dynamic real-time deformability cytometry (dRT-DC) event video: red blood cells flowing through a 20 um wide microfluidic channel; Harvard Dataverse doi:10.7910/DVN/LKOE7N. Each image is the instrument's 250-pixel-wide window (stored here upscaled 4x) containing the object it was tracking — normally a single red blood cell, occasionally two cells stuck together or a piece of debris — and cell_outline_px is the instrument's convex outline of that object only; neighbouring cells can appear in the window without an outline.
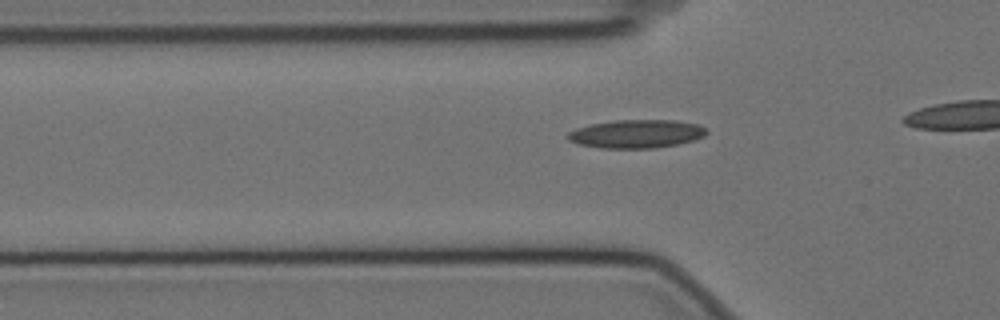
{"species": "Egyptian fruit bat (a non-hibernating species)", "species_latin": "Rousettus aegyptiacus", "temperature_condition": "cold", "stored_images_in_passage": 41, "camera_frame_rate_fps": 3000, "um_per_image_px": 0.085, "animal": {"sex": "female"}, "frame": {"image": 1, "passage_image": 14, "time_ms": 4.333, "image_size_px": [1000, 320], "cell_outline_px": [[708, 132], [704, 136], [696, 140], [656, 148], [600, 148], [580, 144], [568, 140], [568, 132], [576, 128], [588, 124], [616, 120], [676, 120], [700, 124]], "centroid_in_image_um": [54.11, 11.37], "position_along_channel_um": 71.7, "area_um2": 23.06}}
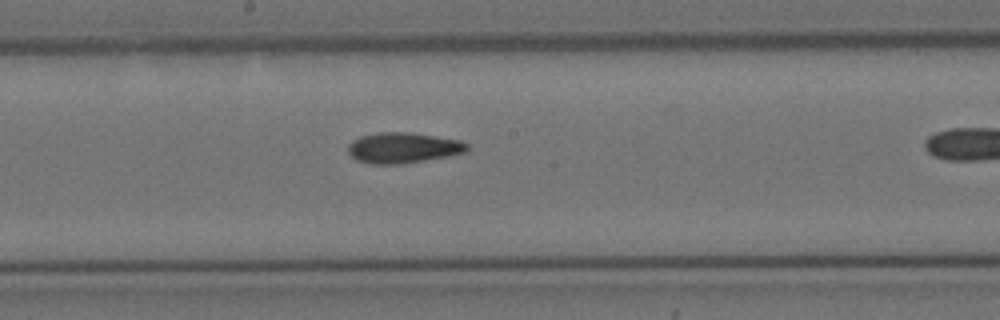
{"frame": {"image": 2, "passage_image": 26, "time_ms": 8.333, "image_size_px": [1000, 320], "cell_outline_px": [[468, 148], [464, 152], [448, 156], [400, 164], [372, 164], [356, 160], [348, 152], [348, 144], [352, 140], [360, 136], [376, 132], [408, 132], [460, 140], [468, 144]], "centroid_in_image_um": [34.22, 12.56], "position_along_channel_um": 214.0, "area_um2": 21.15}}
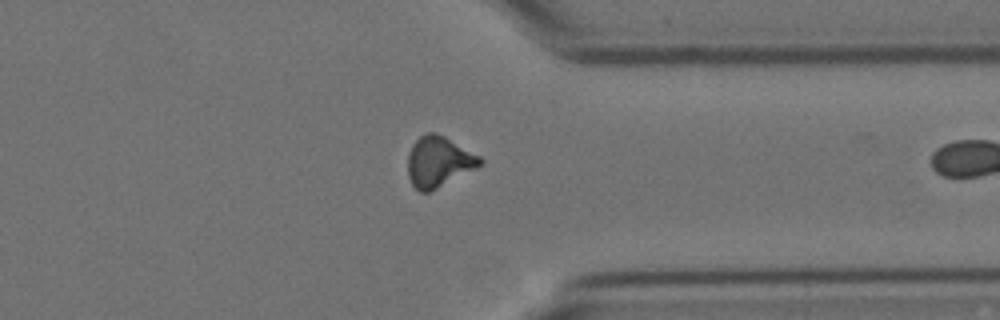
{"frame": {"image": 3, "passage_image": 40, "time_ms": 13.0, "image_size_px": [1000, 320], "cell_outline_px": [[484, 160], [476, 168], [428, 192], [420, 192], [412, 184], [408, 176], [408, 152], [412, 144], [420, 136], [428, 132], [436, 132], [444, 136], [480, 156]], "centroid_in_image_um": [37.26, 13.73], "position_along_channel_um": 374.1, "area_um2": 21.04}}